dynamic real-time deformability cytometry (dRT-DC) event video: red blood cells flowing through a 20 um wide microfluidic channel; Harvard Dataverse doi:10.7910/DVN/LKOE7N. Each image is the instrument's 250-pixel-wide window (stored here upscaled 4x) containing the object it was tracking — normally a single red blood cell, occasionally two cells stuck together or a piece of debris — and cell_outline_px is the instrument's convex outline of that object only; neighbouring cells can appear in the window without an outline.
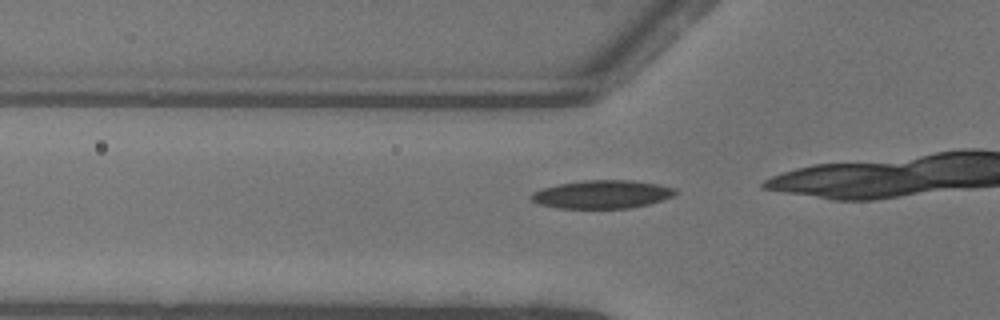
{"species": "common noctule bat (a hibernating species)", "species_latin": "Nyctalus noctula", "temperature_condition": "warm", "stored_images_in_passage": 17, "camera_frame_rate_fps": 3000, "um_per_image_px": 0.085, "animal": {"sex": "female"}, "frame": {"image": 1, "passage_image": 12, "time_ms": 3.667, "image_size_px": [1000, 320], "cell_outline_px": [[680, 192], [672, 196], [648, 204], [632, 208], [556, 208], [540, 204], [532, 200], [528, 196], [532, 192], [540, 188], [556, 184], [584, 180], [632, 180], [656, 184], [676, 188]], "centroid_in_image_um": [51.14, 16.51], "position_along_channel_um": 74.7, "area_um2": 23.87}}
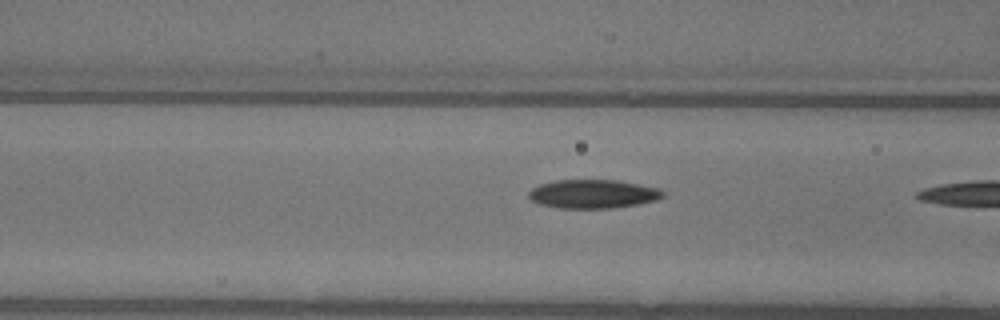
{"frame": {"image": 2, "passage_image": 15, "time_ms": 4.667, "image_size_px": [1000, 320], "cell_outline_px": [[664, 196], [656, 200], [636, 204], [612, 208], [560, 208], [540, 204], [532, 200], [528, 196], [528, 192], [532, 188], [540, 184], [556, 180], [620, 180], [656, 188], [664, 192]], "centroid_in_image_um": [50.38, 16.48], "position_along_channel_um": 116.2, "area_um2": 22.31}}